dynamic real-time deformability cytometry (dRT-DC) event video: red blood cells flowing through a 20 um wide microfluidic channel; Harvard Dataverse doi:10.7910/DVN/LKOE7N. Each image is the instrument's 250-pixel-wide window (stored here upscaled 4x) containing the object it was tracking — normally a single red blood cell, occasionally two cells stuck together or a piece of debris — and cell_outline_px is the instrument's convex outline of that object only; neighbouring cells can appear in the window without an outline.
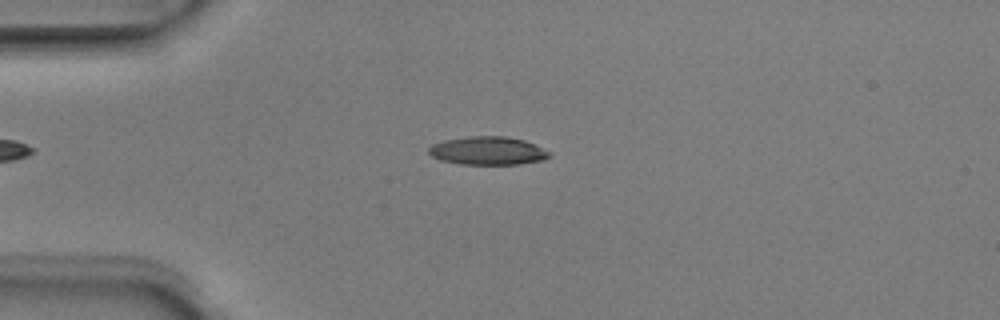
{"species": "Egyptian fruit bat (a non-hibernating species)", "species_latin": "Rousettus aegyptiacus", "temperature_condition": "room temperature", "stored_images_in_passage": 4, "camera_frame_rate_fps": 3000, "um_per_image_px": 0.085, "animal": {"sex": "male"}, "frame": {"image": 1, "passage_image": 2, "time_ms": 0.333, "image_size_px": [1000, 320], "cell_outline_px": [[552, 152], [544, 160], [520, 164], [460, 164], [440, 160], [432, 156], [428, 152], [428, 148], [432, 144], [444, 140], [472, 136], [504, 136], [524, 140], [536, 144]], "centroid_in_image_um": [41.48, 12.81], "position_along_channel_um": 43.5, "area_um2": 19.94}}
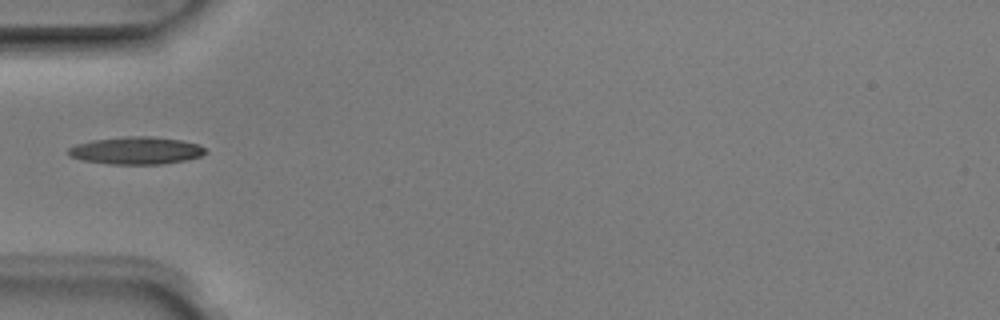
{"frame": {"image": 2, "passage_image": 3, "time_ms": 0.667, "image_size_px": [1000, 320], "cell_outline_px": [[208, 152], [200, 156], [184, 160], [160, 164], [108, 164], [80, 160], [68, 156], [68, 148], [76, 144], [92, 140], [124, 136], [152, 136], [180, 140], [200, 144]], "centroid_in_image_um": [11.54, 12.79], "position_along_channel_um": 73.5, "area_um2": 22.08}}
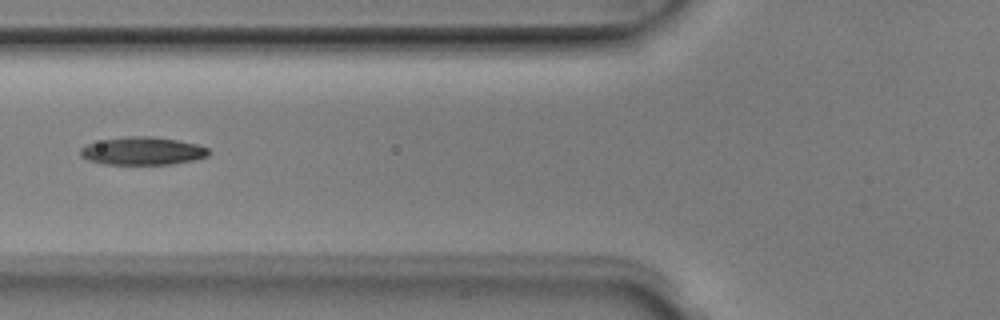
{"frame": {"image": 3, "passage_image": 4, "time_ms": 1.0, "image_size_px": [1000, 320], "cell_outline_px": [[212, 152], [208, 156], [192, 160], [172, 164], [104, 164], [88, 160], [80, 156], [80, 148], [88, 144], [104, 140], [124, 136], [152, 136], [180, 140], [196, 144], [208, 148]], "centroid_in_image_um": [12.14, 12.83], "position_along_channel_um": 113.7, "area_um2": 20.92}}